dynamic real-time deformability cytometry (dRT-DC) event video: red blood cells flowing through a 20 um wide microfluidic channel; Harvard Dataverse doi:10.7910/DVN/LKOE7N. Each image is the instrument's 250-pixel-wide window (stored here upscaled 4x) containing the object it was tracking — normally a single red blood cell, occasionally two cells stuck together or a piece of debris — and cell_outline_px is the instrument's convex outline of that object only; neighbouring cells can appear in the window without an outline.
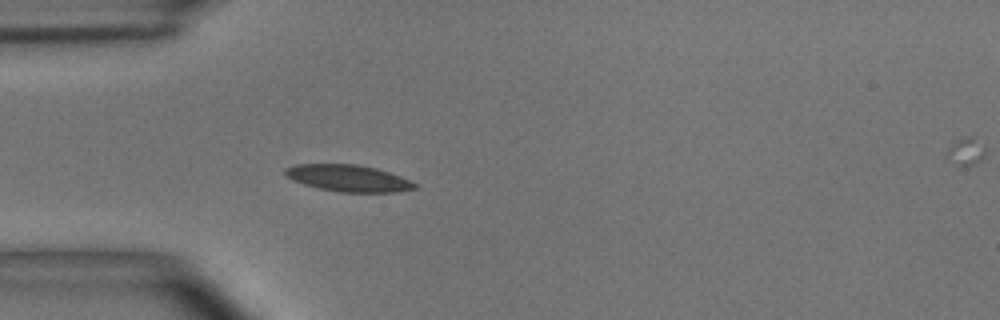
{"species": "common noctule bat (a hibernating species)", "species_latin": "Nyctalus noctula", "temperature_condition": "room temperature", "stored_images_in_passage": 4, "camera_frame_rate_fps": 3000, "um_per_image_px": 0.085, "animal": {"sex": "male", "body_mass_g": 15.6}, "frame": {"image": 1, "passage_image": 4, "time_ms": 1.0, "image_size_px": [1000, 320], "cell_outline_px": [[416, 188], [396, 192], [340, 192], [320, 188], [304, 184], [292, 180], [284, 172], [284, 168], [296, 164], [356, 164], [376, 168], [400, 176], [416, 184]], "centroid_in_image_um": [29.58, 15.14], "position_along_channel_um": 55.4, "area_um2": 19.94}}